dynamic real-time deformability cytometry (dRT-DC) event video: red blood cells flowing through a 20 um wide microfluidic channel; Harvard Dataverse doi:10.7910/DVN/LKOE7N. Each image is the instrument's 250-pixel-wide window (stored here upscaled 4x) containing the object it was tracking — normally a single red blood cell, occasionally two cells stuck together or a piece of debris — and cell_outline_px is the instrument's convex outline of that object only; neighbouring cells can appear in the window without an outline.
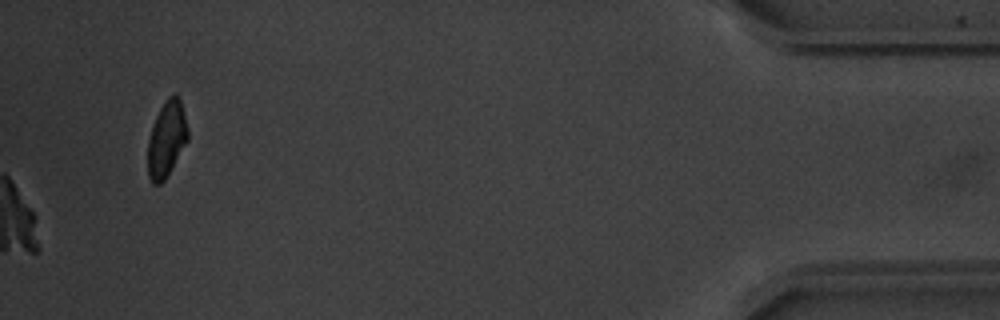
{"species": "common noctule bat (a hibernating species)", "species_latin": "Nyctalus noctula", "temperature_condition": "warm", "stored_images_in_passage": 51, "camera_frame_rate_fps": 3000, "um_per_image_px": 0.085, "animal": {"sex": "male", "body_mass_g": 20.1, "forearm_length_mm": 53.5}, "frame": {"image": 1, "passage_image": 51, "time_ms": 16.667, "image_size_px": [1000, 320], "cell_outline_px": [[188, 140], [164, 180], [160, 184], [152, 184], [148, 176], [148, 140], [152, 124], [164, 100], [172, 92], [176, 92], [180, 96], [188, 128]], "centroid_in_image_um": [14.16, 11.75], "position_along_channel_um": 421.0, "area_um2": 17.92}}